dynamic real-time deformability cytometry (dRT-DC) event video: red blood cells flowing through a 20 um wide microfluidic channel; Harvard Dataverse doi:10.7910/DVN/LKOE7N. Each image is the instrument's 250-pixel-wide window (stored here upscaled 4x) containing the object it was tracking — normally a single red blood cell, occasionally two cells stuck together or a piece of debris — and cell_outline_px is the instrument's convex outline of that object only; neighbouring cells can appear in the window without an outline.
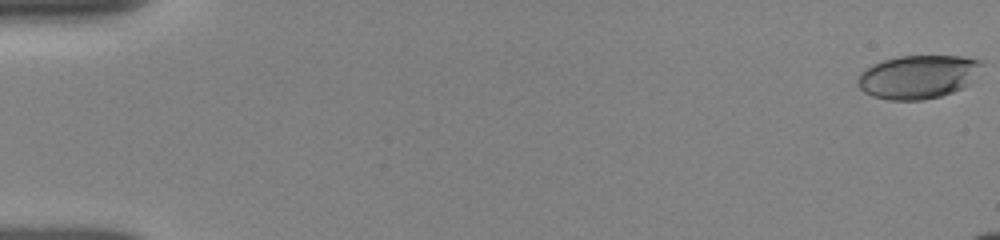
{"species": "human", "species_latin": "Homo sapiens", "temperature_condition": "room temperature", "stored_images_in_passage": 21, "camera_frame_rate_fps": 3000, "um_per_image_px": 0.085, "donor": {"sex": "female"}, "frame": {"image": 1, "passage_image": 1, "time_ms": 0.0, "image_size_px": [1000, 240], "cell_outline_px": [[984, 64], [972, 84], [964, 88], [940, 96], [924, 100], [888, 100], [872, 96], [864, 92], [856, 84], [856, 80], [860, 72], [872, 64], [884, 60], [900, 56], [960, 56], [980, 60]], "centroid_in_image_um": [78.05, 6.54], "position_along_channel_um": 6.9, "area_um2": 31.91}}